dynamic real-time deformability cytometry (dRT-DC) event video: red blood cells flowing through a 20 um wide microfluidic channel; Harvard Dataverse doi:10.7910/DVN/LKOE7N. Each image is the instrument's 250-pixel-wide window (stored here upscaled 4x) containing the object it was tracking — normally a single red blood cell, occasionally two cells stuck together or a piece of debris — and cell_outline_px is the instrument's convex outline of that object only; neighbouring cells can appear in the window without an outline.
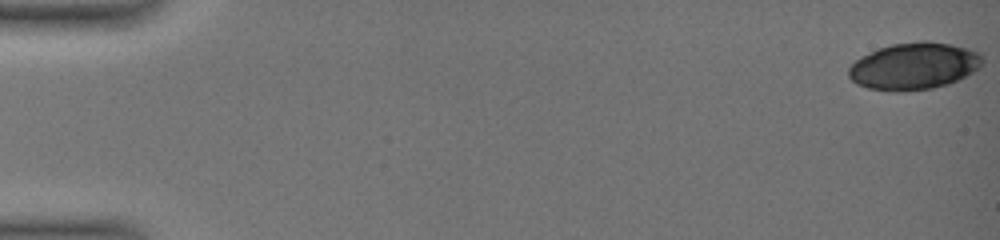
{"species": "common noctule bat (a hibernating species)", "species_latin": "Nyctalus noctula", "temperature_condition": "warm", "stored_images_in_passage": 50, "camera_frame_rate_fps": 3000, "um_per_image_px": 0.085, "animal": {"sex": "female", "body_mass_g": 19.0, "forearm_length_mm": 51.5}, "frame": {"image": 1, "passage_image": 1, "time_ms": 0.0, "image_size_px": [1000, 240], "cell_outline_px": [[984, 60], [980, 68], [948, 84], [932, 88], [896, 92], [868, 88], [856, 84], [848, 76], [848, 68], [860, 56], [880, 48], [892, 44], [920, 40], [928, 40], [952, 44], [968, 48], [980, 52]], "centroid_in_image_um": [77.7, 5.6], "position_along_channel_um": 7.3, "area_um2": 36.82}}